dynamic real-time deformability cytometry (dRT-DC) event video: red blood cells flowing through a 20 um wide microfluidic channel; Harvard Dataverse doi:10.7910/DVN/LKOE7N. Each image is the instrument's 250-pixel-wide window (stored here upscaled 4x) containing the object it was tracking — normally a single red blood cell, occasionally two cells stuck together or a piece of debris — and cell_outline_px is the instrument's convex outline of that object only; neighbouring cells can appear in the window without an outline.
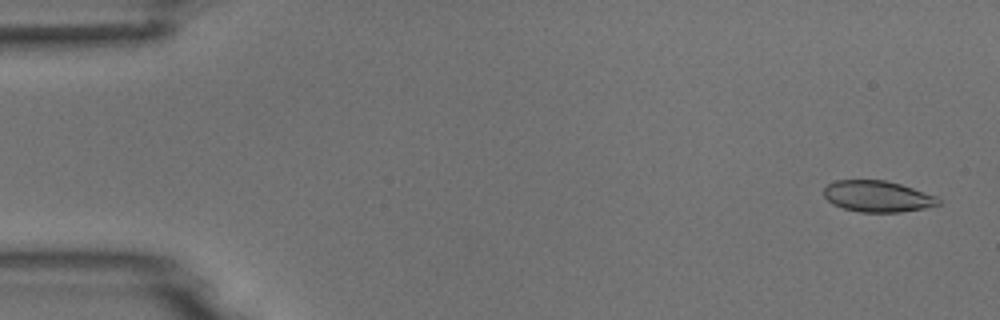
{"species": "common noctule bat (a hibernating species)", "species_latin": "Nyctalus noctula", "temperature_condition": "room temperature", "stored_images_in_passage": 4, "camera_frame_rate_fps": 3000, "um_per_image_px": 0.085, "animal": {"sex": "male", "body_mass_g": 18.8}, "frame": {"image": 1, "passage_image": 1, "time_ms": 0.0, "image_size_px": [1000, 320], "cell_outline_px": [[940, 204], [924, 208], [900, 212], [860, 212], [844, 208], [832, 204], [824, 196], [824, 188], [828, 184], [836, 180], [884, 180], [900, 184], [936, 196], [940, 200]], "centroid_in_image_um": [74.57, 16.69], "position_along_channel_um": 10.4, "area_um2": 20.69}}